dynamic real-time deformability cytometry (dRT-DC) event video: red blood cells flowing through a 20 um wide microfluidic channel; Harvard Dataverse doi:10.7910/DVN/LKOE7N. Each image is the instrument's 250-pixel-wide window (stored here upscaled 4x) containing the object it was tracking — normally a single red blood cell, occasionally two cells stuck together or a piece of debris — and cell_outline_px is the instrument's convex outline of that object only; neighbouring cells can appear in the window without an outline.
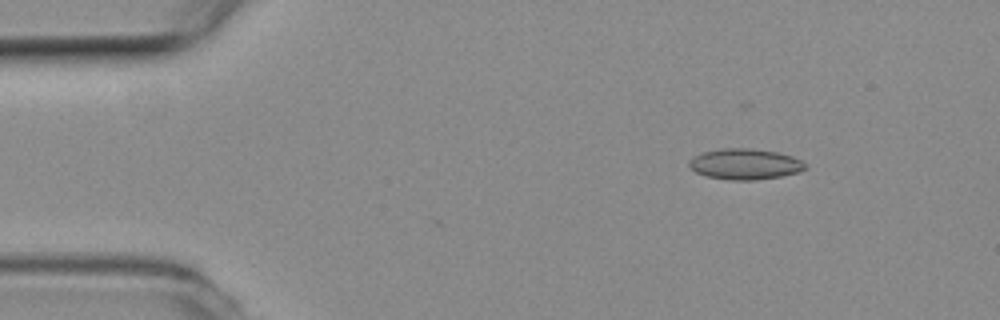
{"species": "common noctule bat (a hibernating species)", "species_latin": "Nyctalus noctula", "temperature_condition": "room temperature", "stored_images_in_passage": 37, "camera_frame_rate_fps": 3000, "um_per_image_px": 0.085, "animal": {"sex": "female", "body_mass_g": 19.3, "forearm_length_mm": 54.1}, "frame": {"image": 1, "passage_image": 2, "time_ms": 0.333, "image_size_px": [1000, 320], "cell_outline_px": [[808, 168], [800, 172], [780, 176], [752, 180], [732, 180], [708, 176], [696, 172], [688, 164], [688, 160], [692, 156], [704, 152], [720, 148], [752, 148], [780, 152], [792, 156], [800, 160]], "centroid_in_image_um": [63.33, 13.93], "position_along_channel_um": 21.7, "area_um2": 20.87}}
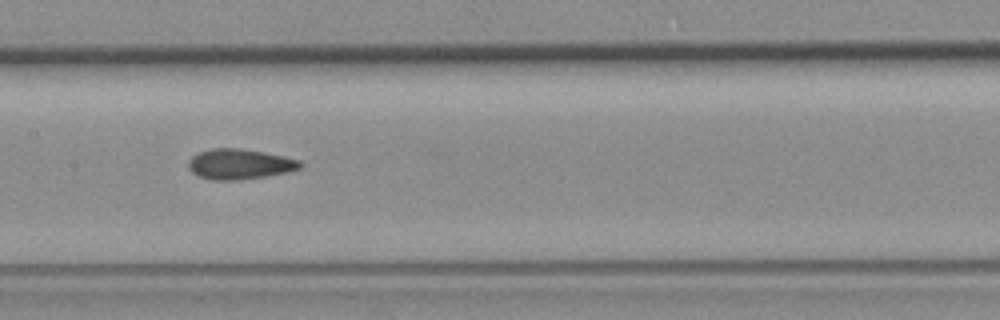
{"frame": {"image": 2, "passage_image": 21, "time_ms": 6.667, "image_size_px": [1000, 320], "cell_outline_px": [[304, 164], [300, 168], [288, 172], [240, 180], [212, 180], [200, 176], [192, 172], [188, 168], [188, 160], [192, 156], [200, 152], [212, 148], [240, 148], [264, 152], [284, 156], [300, 160]], "centroid_in_image_um": [20.38, 13.94], "position_along_channel_um": 187.0, "area_um2": 19.77}}
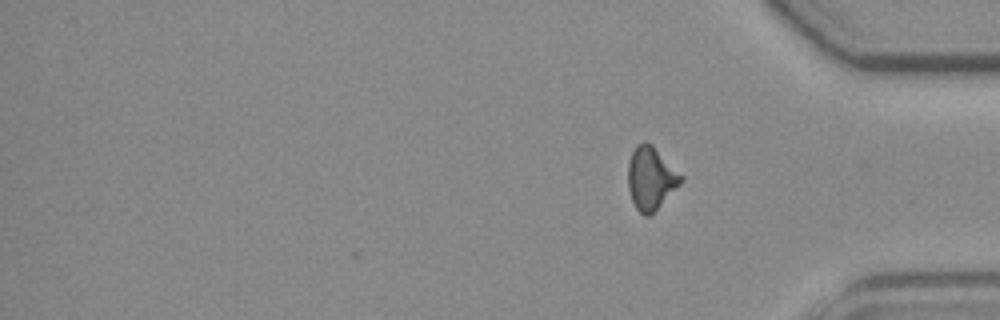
{"frame": {"image": 3, "passage_image": 37, "time_ms": 12.0, "image_size_px": [1000, 320], "cell_outline_px": [[684, 180], [648, 216], [644, 216], [636, 208], [632, 200], [628, 188], [628, 164], [632, 152], [636, 144], [652, 144], [684, 176]], "centroid_in_image_um": [55.32, 15.13], "position_along_channel_um": 379.9, "area_um2": 19.02}, "authors_computed_cell_mechanics": {"area_um2": 19.5942, "velocity_mm_per_s": 3.8044, "shape_relaxation_time_tau1_ms": null, "shape_relaxation_time_tau2_ms": 3.8995, "deformation_change_tau1": null, "deformation_change_tau2": 0.1124}}